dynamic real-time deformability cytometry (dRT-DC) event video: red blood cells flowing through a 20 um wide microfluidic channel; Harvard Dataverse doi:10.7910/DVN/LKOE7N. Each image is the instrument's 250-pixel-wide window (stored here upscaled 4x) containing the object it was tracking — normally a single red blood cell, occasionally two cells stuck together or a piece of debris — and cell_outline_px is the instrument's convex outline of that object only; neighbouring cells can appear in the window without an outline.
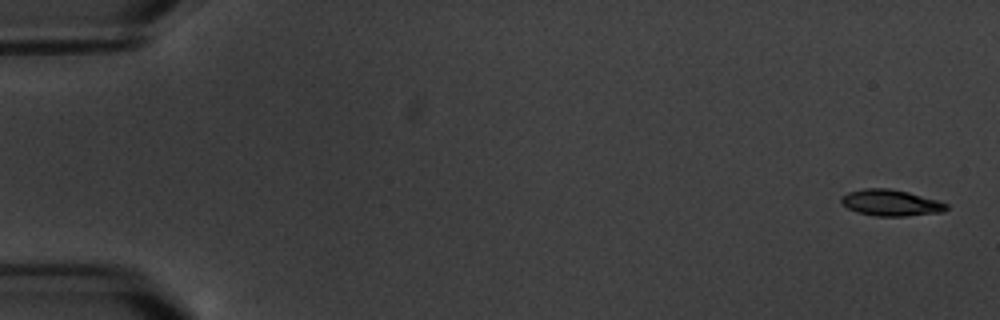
{"species": "common noctule bat (a hibernating species)", "species_latin": "Nyctalus noctula", "temperature_condition": "warm", "stored_images_in_passage": 6, "camera_frame_rate_fps": 3000, "um_per_image_px": 0.085, "animal": {"sex": "male", "body_mass_g": 20.1, "forearm_length_mm": 53.5}, "frame": {"image": 1, "passage_image": 1, "time_ms": 0.0, "image_size_px": [1000, 320], "cell_outline_px": [[948, 208], [944, 212], [908, 216], [876, 216], [856, 212], [848, 208], [840, 200], [840, 196], [848, 192], [864, 188], [888, 188], [908, 192], [936, 200], [948, 204]], "centroid_in_image_um": [75.71, 17.24], "position_along_channel_um": 9.3, "area_um2": 16.13}}
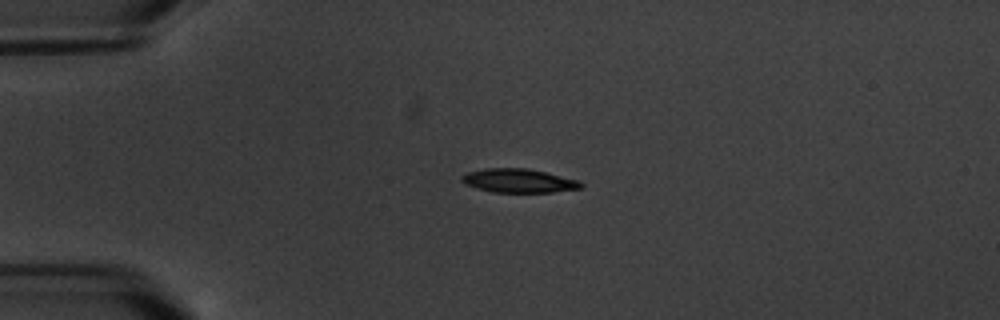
{"frame": {"image": 2, "passage_image": 4, "time_ms": 4.333, "image_size_px": [1000, 320], "cell_outline_px": [[584, 188], [552, 192], [492, 192], [476, 188], [464, 184], [460, 180], [460, 176], [468, 172], [484, 168], [528, 168], [580, 180], [584, 184]], "centroid_in_image_um": [44.1, 15.36], "position_along_channel_um": 40.9, "area_um2": 16.76}}
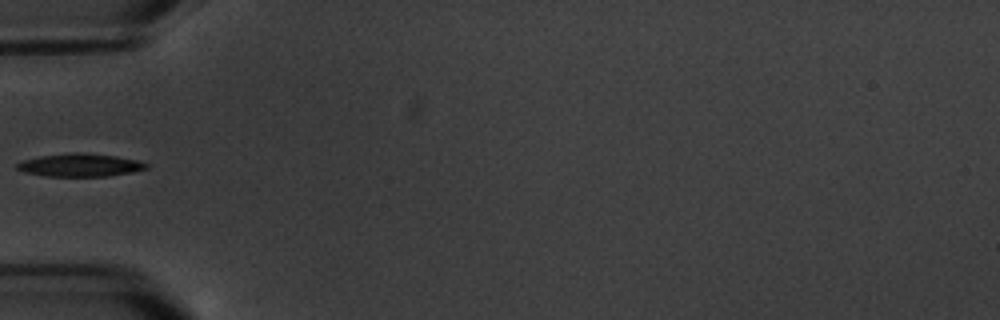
{"frame": {"image": 3, "passage_image": 5, "time_ms": 6.333, "image_size_px": [1000, 320], "cell_outline_px": [[148, 168], [132, 172], [108, 176], [44, 176], [24, 172], [16, 168], [16, 164], [24, 160], [40, 156], [76, 152], [80, 152], [116, 156], [136, 160], [148, 164]], "centroid_in_image_um": [6.8, 14.03], "position_along_channel_um": 78.2, "area_um2": 17.17}}